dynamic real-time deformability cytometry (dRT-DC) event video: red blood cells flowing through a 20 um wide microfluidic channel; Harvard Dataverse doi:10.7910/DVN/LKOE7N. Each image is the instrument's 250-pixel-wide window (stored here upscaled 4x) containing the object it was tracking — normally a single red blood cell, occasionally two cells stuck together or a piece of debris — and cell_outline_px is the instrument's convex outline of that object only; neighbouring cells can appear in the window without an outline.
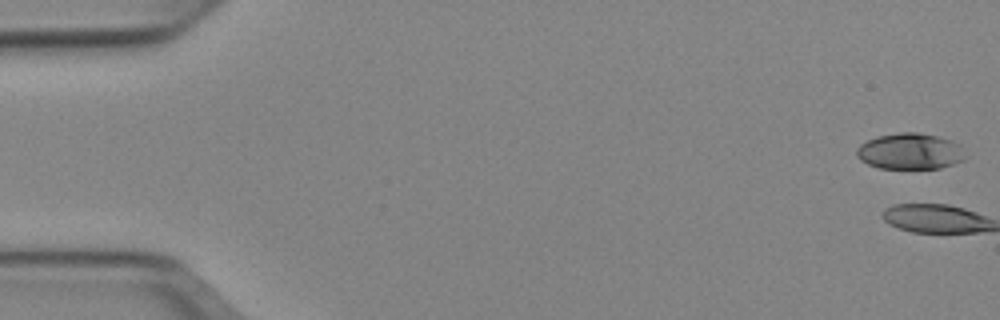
{"species": "Egyptian fruit bat (a non-hibernating species)", "species_latin": "Rousettus aegyptiacus", "temperature_condition": "cold", "stored_images_in_passage": 2, "camera_frame_rate_fps": 3000, "um_per_image_px": 0.085, "animal": {"sex": "female"}, "frame": {"image": 1, "passage_image": 1, "time_ms": 0.0, "image_size_px": [1000, 320], "cell_outline_px": [[964, 160], [940, 168], [880, 168], [868, 164], [860, 160], [856, 156], [856, 148], [860, 144], [876, 136], [900, 132], [916, 132], [936, 136], [952, 140], [960, 144], [964, 156]], "centroid_in_image_um": [77.32, 12.85], "position_along_channel_um": 7.7, "area_um2": 22.83}}